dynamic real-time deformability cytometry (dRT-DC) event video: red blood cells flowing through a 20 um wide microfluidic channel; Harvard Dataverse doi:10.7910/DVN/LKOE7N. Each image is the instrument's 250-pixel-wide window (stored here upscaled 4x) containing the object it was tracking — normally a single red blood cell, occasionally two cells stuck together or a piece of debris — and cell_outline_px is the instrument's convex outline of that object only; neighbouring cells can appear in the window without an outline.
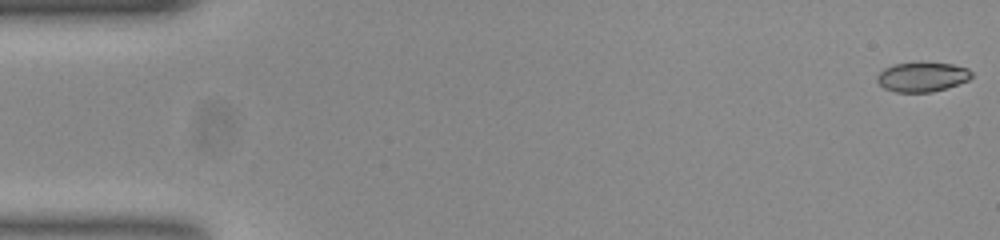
{"species": "common noctule bat (a hibernating species)", "species_latin": "Nyctalus noctula", "temperature_condition": "room temperature", "stored_images_in_passage": 54, "camera_frame_rate_fps": 3000, "um_per_image_px": 0.085, "animal": {"sex": "female", "body_mass_g": 23.0, "forearm_length_mm": 53.4}, "frame": {"image": 1, "passage_image": 1, "time_ms": 0.0, "image_size_px": [1000, 240], "cell_outline_px": [[972, 76], [968, 80], [932, 92], [896, 92], [884, 88], [876, 80], [876, 76], [884, 68], [896, 64], [920, 60], [952, 64], [968, 68], [972, 72]], "centroid_in_image_um": [78.37, 6.5], "position_along_channel_um": 6.6, "area_um2": 16.59}}
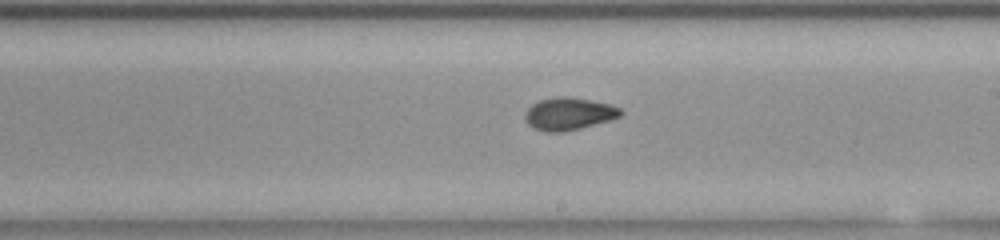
{"frame": {"image": 2, "passage_image": 31, "time_ms": 10.0, "image_size_px": [1000, 240], "cell_outline_px": [[624, 112], [620, 116], [608, 120], [580, 128], [560, 132], [548, 132], [536, 128], [528, 124], [524, 120], [524, 112], [532, 104], [540, 100], [556, 96], [568, 96], [612, 104], [620, 108]], "centroid_in_image_um": [48.33, 9.65], "position_along_channel_um": 240.7, "area_um2": 18.03}}
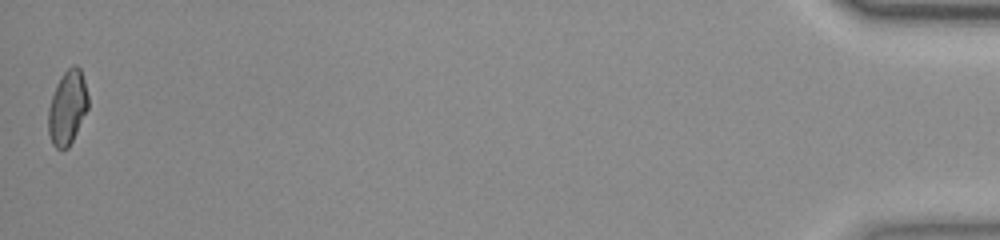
{"frame": {"image": 3, "passage_image": 54, "time_ms": 17.667, "image_size_px": [1000, 240], "cell_outline_px": [[88, 108], [68, 148], [56, 148], [52, 144], [48, 132], [48, 108], [56, 84], [60, 76], [72, 64], [76, 64], [80, 68], [84, 80], [88, 96]], "centroid_in_image_um": [5.72, 9.11], "position_along_channel_um": 429.5, "area_um2": 17.17}, "authors_computed_cell_mechanics": {"area_um2": 17.3689, "velocity_mm_per_s": 3.7731, "shape_relaxation_time_tau1_ms": 6.5028, "shape_relaxation_time_tau2_ms": 1.4794, "deformation_change_tau1": 0.1609, "deformation_change_tau2": 0.0553}}